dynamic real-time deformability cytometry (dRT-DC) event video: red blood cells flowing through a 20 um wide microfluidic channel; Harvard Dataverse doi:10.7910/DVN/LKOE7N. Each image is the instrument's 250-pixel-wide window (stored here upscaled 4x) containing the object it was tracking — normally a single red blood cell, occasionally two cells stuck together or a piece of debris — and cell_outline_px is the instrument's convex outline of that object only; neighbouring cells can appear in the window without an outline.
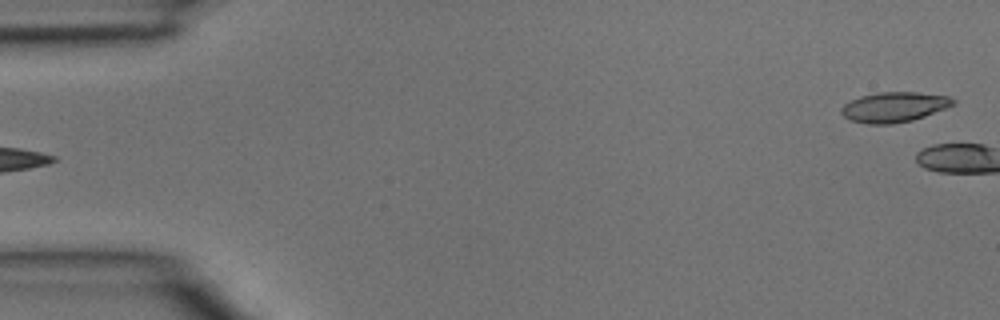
{"species": "common noctule bat (a hibernating species)", "species_latin": "Nyctalus noctula", "temperature_condition": "room temperature", "stored_images_in_passage": 4, "segment_of_instrument_passage": [2, 2], "camera_frame_rate_fps": 3000, "um_per_image_px": 0.085, "animal": {"sex": "male", "body_mass_g": 15.6}, "frame": {"image": 1, "passage_image": 4, "time_ms": 1.0, "image_size_px": [1000, 320], "cell_outline_px": [[956, 104], [924, 116], [912, 120], [892, 124], [868, 124], [852, 120], [844, 116], [840, 112], [840, 108], [844, 104], [860, 96], [876, 92], [916, 92], [948, 96], [956, 100]], "centroid_in_image_um": [76.0, 9.09], "position_along_channel_um": 9.0, "area_um2": 19.54}}